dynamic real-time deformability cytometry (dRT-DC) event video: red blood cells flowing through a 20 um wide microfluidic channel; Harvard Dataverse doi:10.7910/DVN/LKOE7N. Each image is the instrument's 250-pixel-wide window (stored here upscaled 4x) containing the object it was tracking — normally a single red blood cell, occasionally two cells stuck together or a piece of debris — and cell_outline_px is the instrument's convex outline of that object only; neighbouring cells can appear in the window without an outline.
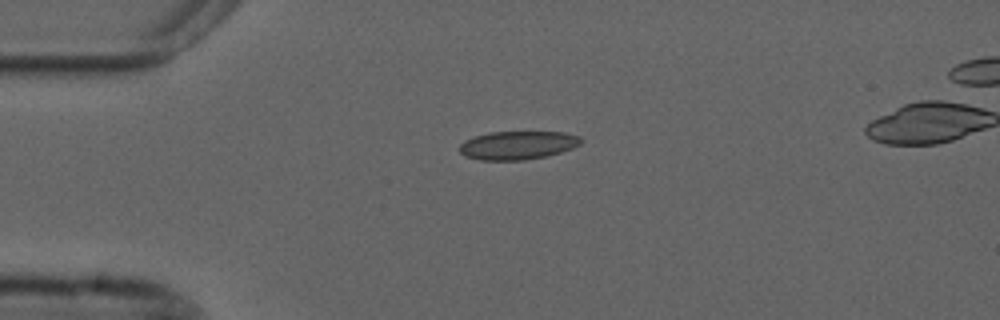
{"species": "common noctule bat (a hibernating species)", "species_latin": "Nyctalus noctula", "temperature_condition": "cold", "stored_images_in_passage": 42, "camera_frame_rate_fps": 3000, "um_per_image_px": 0.085, "animal": {"sex": "male", "forearm_length_mm": 52.5}, "frame": {"image": 1, "passage_image": 1, "time_ms": 0.0, "image_size_px": [1000, 320], "cell_outline_px": [[584, 140], [580, 144], [572, 148], [560, 152], [544, 156], [524, 160], [480, 160], [464, 156], [460, 152], [460, 144], [464, 140], [488, 132], [564, 132], [580, 136]], "centroid_in_image_um": [44.0, 12.34], "position_along_channel_um": 41.0, "area_um2": 20.11}}
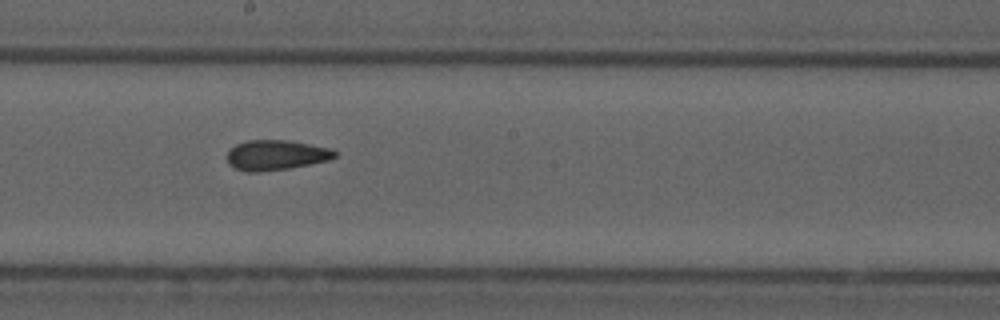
{"frame": {"image": 2, "passage_image": 18, "time_ms": 5.667, "image_size_px": [1000, 320], "cell_outline_px": [[340, 152], [336, 156], [328, 160], [288, 168], [260, 172], [244, 172], [228, 164], [228, 152], [236, 144], [248, 140], [288, 140], [332, 148]], "centroid_in_image_um": [23.49, 13.18], "position_along_channel_um": 224.7, "area_um2": 18.9}}
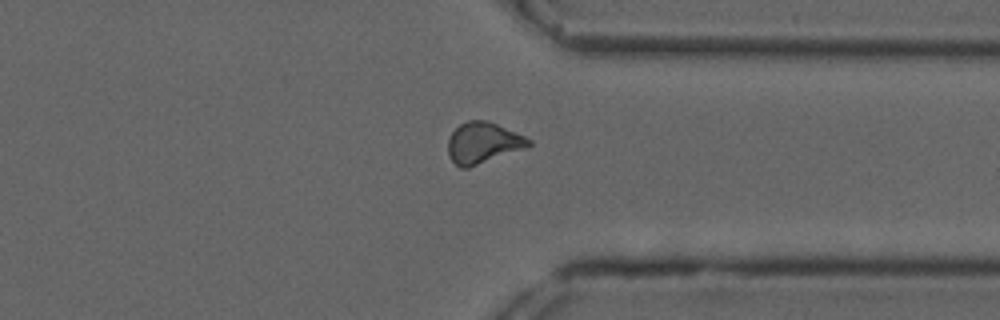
{"frame": {"image": 3, "passage_image": 30, "time_ms": 9.667, "image_size_px": [1000, 320], "cell_outline_px": [[532, 144], [528, 148], [468, 168], [460, 168], [448, 156], [448, 140], [452, 132], [460, 124], [468, 120], [488, 120], [524, 136], [532, 140]], "centroid_in_image_um": [41.08, 12.15], "position_along_channel_um": 370.3, "area_um2": 19.48}, "authors_computed_cell_mechanics": {"area_um2": 18.9006, "velocity_mm_per_s": 3.6895, "shape_relaxation_time_tau1_ms": 10.7624, "shape_relaxation_time_tau2_ms": 3.073, "deformation_change_tau1": 0.1992, "deformation_change_tau2": 0.1104}}